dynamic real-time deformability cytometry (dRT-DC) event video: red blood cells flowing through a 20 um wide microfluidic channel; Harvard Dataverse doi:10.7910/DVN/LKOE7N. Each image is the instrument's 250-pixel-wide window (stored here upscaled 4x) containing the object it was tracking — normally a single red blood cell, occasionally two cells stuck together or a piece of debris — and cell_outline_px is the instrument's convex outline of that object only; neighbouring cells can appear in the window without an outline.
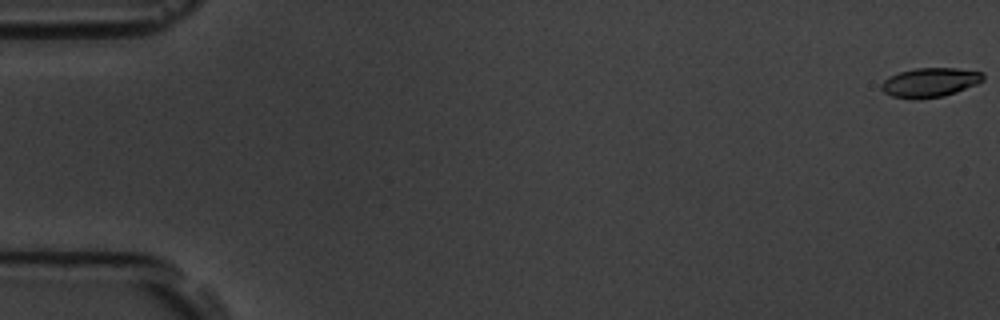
{"species": "common noctule bat (a hibernating species)", "species_latin": "Nyctalus noctula", "temperature_condition": "room temperature", "stored_images_in_passage": 6, "camera_frame_rate_fps": 3000, "um_per_image_px": 0.085, "animal": {"sex": "male", "body_mass_g": 19.5, "forearm_length_mm": 54.6}, "frame": {"image": 1, "passage_image": 1, "time_ms": 0.0, "image_size_px": [1000, 320], "cell_outline_px": [[984, 80], [976, 84], [956, 92], [944, 96], [892, 96], [884, 92], [880, 88], [880, 84], [888, 76], [900, 72], [916, 68], [956, 68], [984, 72]], "centroid_in_image_um": [79.08, 6.95], "position_along_channel_um": 5.9, "area_um2": 16.76}}
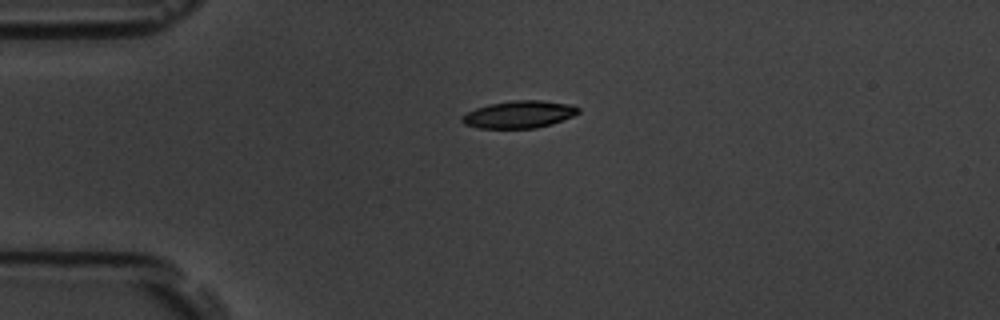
{"frame": {"image": 2, "passage_image": 5, "time_ms": 4.667, "image_size_px": [1000, 320], "cell_outline_px": [[580, 112], [572, 116], [552, 124], [536, 128], [480, 128], [464, 124], [460, 120], [460, 116], [476, 108], [488, 104], [512, 100], [540, 100], [568, 104], [580, 108]], "centroid_in_image_um": [44.1, 9.72], "position_along_channel_um": 40.9, "area_um2": 18.5}}